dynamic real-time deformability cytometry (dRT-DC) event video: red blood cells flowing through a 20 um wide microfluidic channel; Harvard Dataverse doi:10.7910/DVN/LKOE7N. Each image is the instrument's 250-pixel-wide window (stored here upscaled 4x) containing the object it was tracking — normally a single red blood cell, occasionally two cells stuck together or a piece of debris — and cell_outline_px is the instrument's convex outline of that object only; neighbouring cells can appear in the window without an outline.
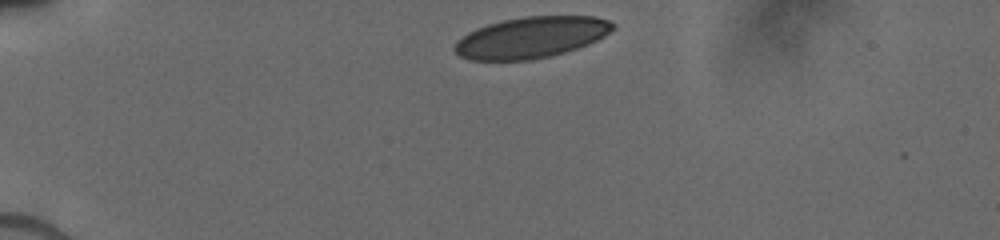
{"species": "human", "species_latin": "Homo sapiens", "temperature_condition": "cold", "stored_images_in_passage": 33, "camera_frame_rate_fps": 3000, "um_per_image_px": 0.085, "donor": {"sex": "male"}, "frame": {"image": 1, "passage_image": 1, "time_ms": 0.0, "image_size_px": [1000, 240], "cell_outline_px": [[616, 24], [604, 36], [588, 44], [564, 52], [532, 60], [468, 60], [460, 56], [452, 48], [456, 40], [468, 32], [476, 28], [488, 24], [504, 20], [524, 16], [596, 16], [608, 20]], "centroid_in_image_um": [45.11, 3.18], "position_along_channel_um": 39.9, "area_um2": 37.92}}
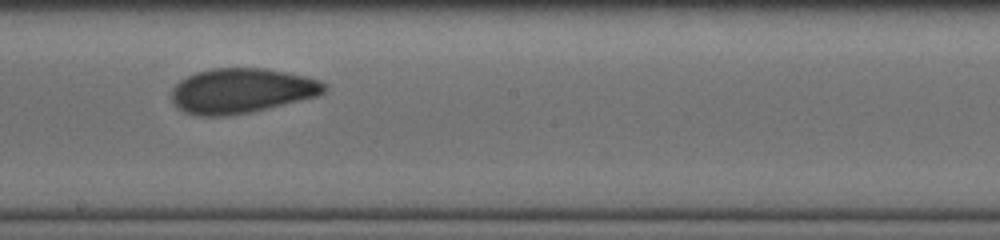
{"frame": {"image": 2, "passage_image": 19, "time_ms": 6.0, "image_size_px": [1000, 240], "cell_outline_px": [[328, 88], [324, 92], [316, 96], [252, 112], [228, 116], [196, 116], [184, 112], [172, 100], [172, 88], [180, 80], [196, 72], [212, 68], [264, 68], [308, 76], [320, 80], [328, 84]], "centroid_in_image_um": [20.55, 7.71], "position_along_channel_um": 227.7, "area_um2": 40.11}}
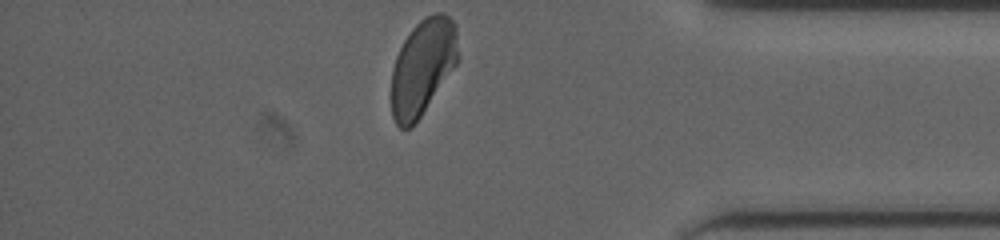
{"frame": {"image": 3, "passage_image": 33, "time_ms": 10.667, "image_size_px": [1000, 240], "cell_outline_px": [[460, 60], [420, 116], [408, 128], [400, 128], [396, 124], [392, 116], [392, 68], [396, 56], [404, 40], [412, 28], [424, 16], [436, 12], [444, 12], [456, 24]], "centroid_in_image_um": [35.96, 5.64], "position_along_channel_um": 399.2, "area_um2": 37.4}}